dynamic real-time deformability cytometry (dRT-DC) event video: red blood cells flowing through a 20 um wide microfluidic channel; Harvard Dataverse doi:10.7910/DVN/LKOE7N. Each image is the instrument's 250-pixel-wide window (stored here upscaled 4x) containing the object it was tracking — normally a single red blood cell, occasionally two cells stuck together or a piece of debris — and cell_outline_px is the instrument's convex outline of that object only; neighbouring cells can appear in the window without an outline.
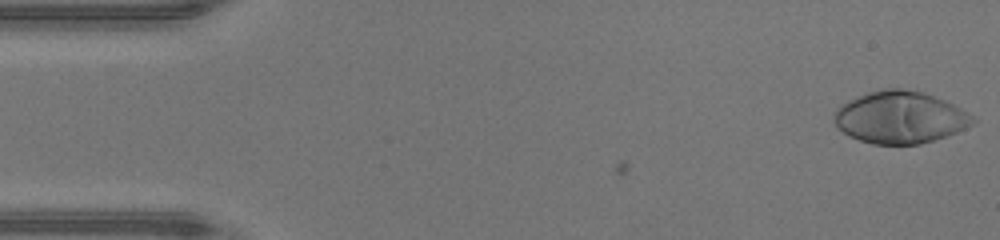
{"species": "human", "species_latin": "Homo sapiens", "temperature_condition": "warm", "stored_images_in_passage": 47, "camera_frame_rate_fps": 3000, "um_per_image_px": 0.085, "donor": {"sex": "male"}, "frame": {"image": 1, "passage_image": 1, "time_ms": 0.0, "image_size_px": [1000, 240], "cell_outline_px": [[976, 120], [972, 124], [948, 136], [920, 144], [872, 144], [848, 136], [836, 128], [832, 120], [836, 108], [840, 104], [848, 100], [868, 92], [884, 88], [900, 88], [924, 92], [944, 100], [968, 112]], "centroid_in_image_um": [76.45, 9.97], "position_along_channel_um": 8.5, "area_um2": 42.37}}
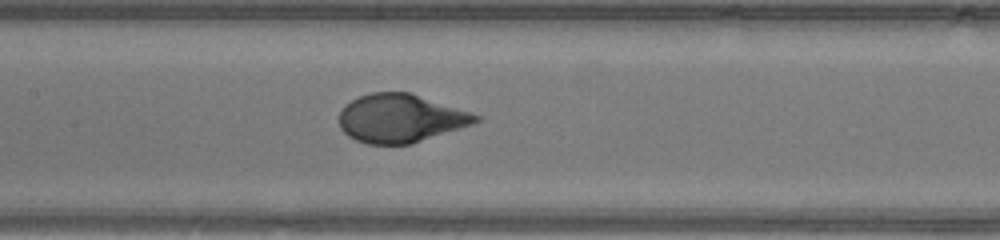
{"frame": {"image": 2, "passage_image": 22, "time_ms": 7.0, "image_size_px": [1000, 240], "cell_outline_px": [[480, 120], [472, 124], [412, 144], [368, 144], [356, 140], [348, 136], [340, 128], [340, 112], [344, 104], [360, 96], [372, 92], [408, 92], [480, 116]], "centroid_in_image_um": [33.99, 10.07], "position_along_channel_um": 173.4, "area_um2": 37.97}}
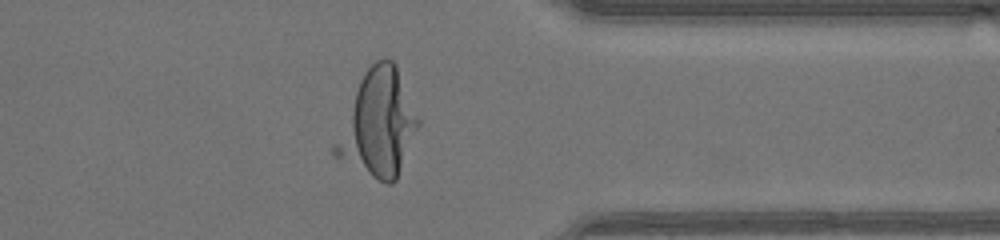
{"frame": {"image": 3, "passage_image": 37, "time_ms": 12.0, "image_size_px": [1000, 240], "cell_outline_px": [[420, 124], [396, 180], [392, 184], [384, 184], [332, 156], [332, 144], [360, 80], [364, 72], [376, 60], [392, 60], [396, 64], [420, 120]], "centroid_in_image_um": [32.13, 10.57], "position_along_channel_um": 379.3, "area_um2": 50.86}}